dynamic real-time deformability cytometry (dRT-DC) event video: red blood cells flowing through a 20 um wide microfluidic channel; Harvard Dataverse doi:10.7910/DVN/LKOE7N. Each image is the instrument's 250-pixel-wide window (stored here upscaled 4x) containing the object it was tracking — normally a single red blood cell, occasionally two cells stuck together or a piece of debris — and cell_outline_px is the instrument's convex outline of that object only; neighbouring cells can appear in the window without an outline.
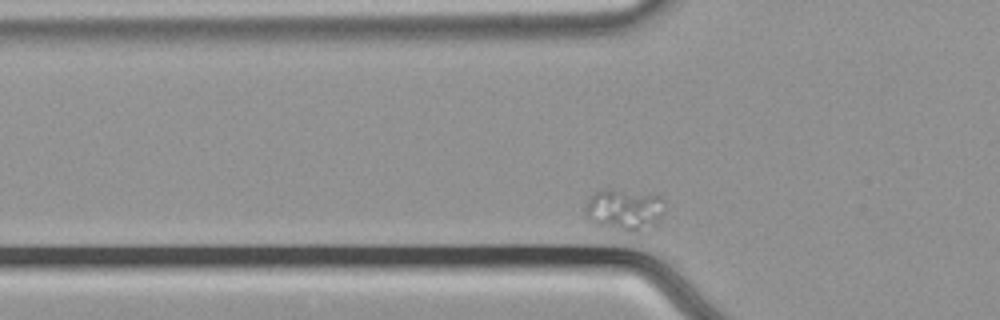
{"species": "common noctule bat (a hibernating species)", "species_latin": "Nyctalus noctula", "temperature_condition": "cold", "stored_images_in_passage": 34, "camera_frame_rate_fps": 3000, "um_per_image_px": 0.085, "animal": {"sex": "male", "body_mass_g": 21.5, "forearm_length_mm": 52.0}, "frame": {"image": 1, "passage_image": 5, "time_ms": 1.333, "image_size_px": [1000, 320], "cell_outline_px": [[664, 212], [660, 220], [656, 224], [636, 232], [628, 232], [592, 224], [588, 220], [584, 212], [584, 208], [588, 196], [592, 192], [600, 188], [612, 188], [660, 196], [664, 200]], "centroid_in_image_um": [53.01, 17.8], "position_along_channel_um": 72.8, "area_um2": 19.94}}
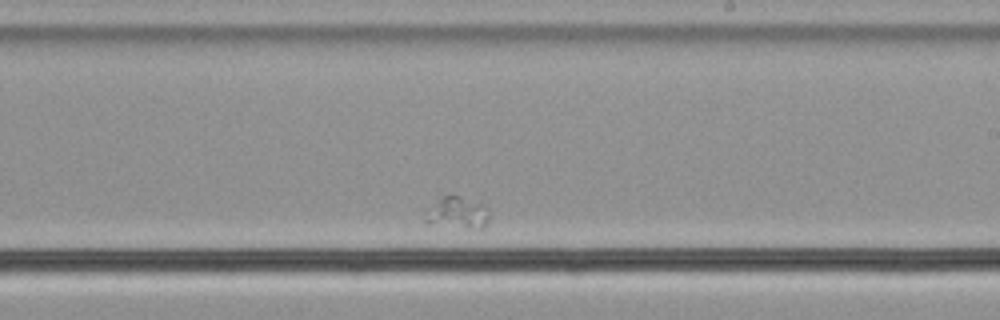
{"frame": {"image": 2, "passage_image": 22, "time_ms": 7.0, "image_size_px": [1000, 320], "cell_outline_px": [[488, 220], [484, 228], [464, 228], [428, 224], [424, 220], [424, 212], [444, 196], [460, 196], [484, 204], [488, 208]], "centroid_in_image_um": [38.88, 18.12], "position_along_channel_um": 250.1, "area_um2": 11.85}}
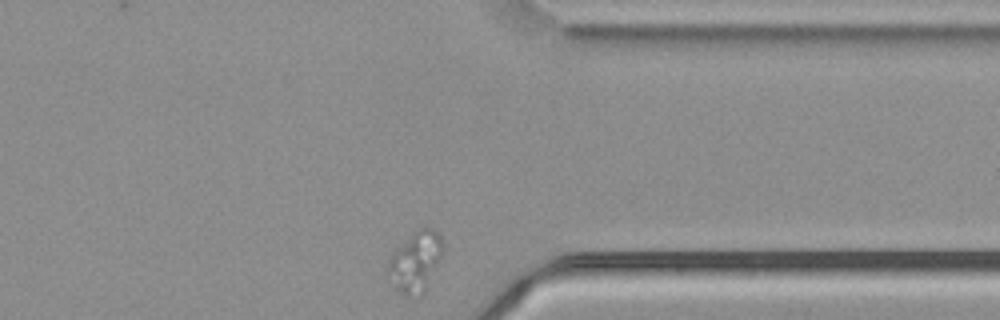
{"frame": {"image": 3, "passage_image": 34, "time_ms": 11.0, "image_size_px": [1000, 320], "cell_outline_px": [[444, 248], [424, 292], [420, 296], [404, 296], [396, 288], [384, 272], [384, 268], [388, 260], [420, 228], [432, 228], [440, 236]], "centroid_in_image_um": [35.29, 22.31], "position_along_channel_um": 376.1, "area_um2": 18.67}}